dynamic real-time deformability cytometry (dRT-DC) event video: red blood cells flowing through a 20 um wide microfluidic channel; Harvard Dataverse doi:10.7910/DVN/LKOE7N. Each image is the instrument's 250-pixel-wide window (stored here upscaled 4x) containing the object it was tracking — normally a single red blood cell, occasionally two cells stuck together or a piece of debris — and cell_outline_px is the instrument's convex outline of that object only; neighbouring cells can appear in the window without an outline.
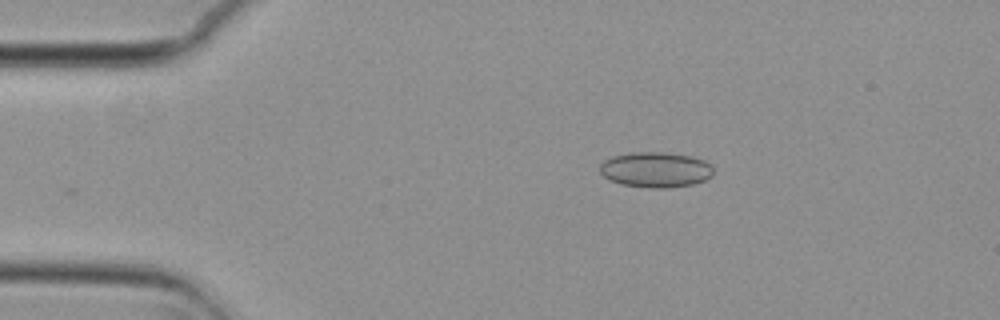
{"species": "common noctule bat (a hibernating species)", "species_latin": "Nyctalus noctula", "temperature_condition": "cold", "stored_images_in_passage": 12, "camera_frame_rate_fps": 3000, "um_per_image_px": 0.085, "animal": {"sex": "female", "body_mass_g": 29.2, "forearm_length_mm": 56.3}, "frame": {"image": 1, "passage_image": 1, "time_ms": 0.0, "image_size_px": [1000, 320], "cell_outline_px": [[712, 176], [704, 180], [692, 184], [668, 188], [652, 188], [620, 184], [608, 180], [600, 172], [600, 164], [604, 160], [612, 156], [632, 152], [664, 152], [692, 156], [704, 160], [712, 164]], "centroid_in_image_um": [55.72, 14.42], "position_along_channel_um": 29.3, "area_um2": 23.58}}
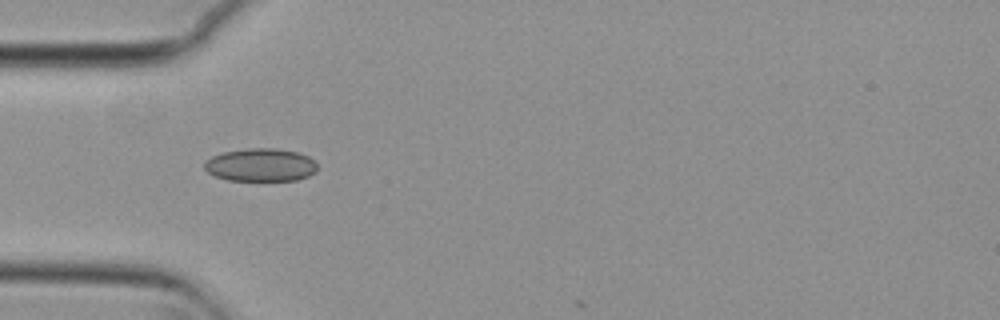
{"frame": {"image": 2, "passage_image": 8, "time_ms": 2.333, "image_size_px": [1000, 320], "cell_outline_px": [[316, 172], [308, 176], [296, 180], [228, 180], [216, 176], [208, 172], [204, 168], [204, 164], [212, 156], [224, 152], [248, 148], [276, 148], [296, 152], [308, 156], [316, 164]], "centroid_in_image_um": [22.16, 14.02], "position_along_channel_um": 62.8, "area_um2": 21.5}}
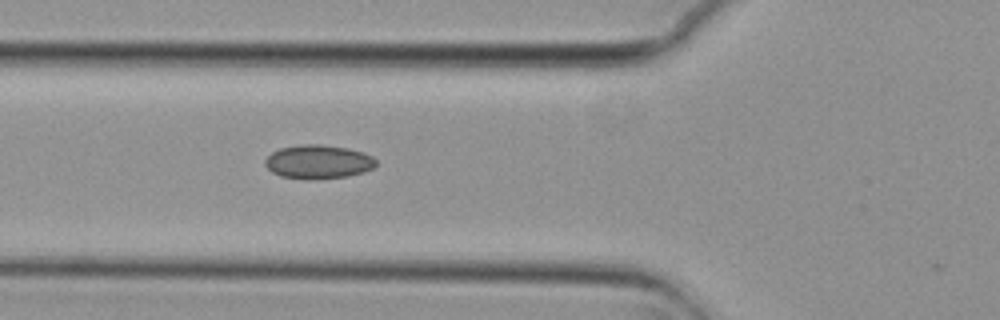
{"frame": {"image": 3, "passage_image": 11, "time_ms": 3.333, "image_size_px": [1000, 320], "cell_outline_px": [[376, 164], [372, 168], [364, 172], [348, 176], [280, 176], [272, 172], [264, 164], [264, 160], [272, 152], [280, 148], [300, 144], [320, 144], [348, 148], [364, 152], [372, 156], [376, 160]], "centroid_in_image_um": [27.07, 13.69], "position_along_channel_um": 98.7, "area_um2": 21.04}}